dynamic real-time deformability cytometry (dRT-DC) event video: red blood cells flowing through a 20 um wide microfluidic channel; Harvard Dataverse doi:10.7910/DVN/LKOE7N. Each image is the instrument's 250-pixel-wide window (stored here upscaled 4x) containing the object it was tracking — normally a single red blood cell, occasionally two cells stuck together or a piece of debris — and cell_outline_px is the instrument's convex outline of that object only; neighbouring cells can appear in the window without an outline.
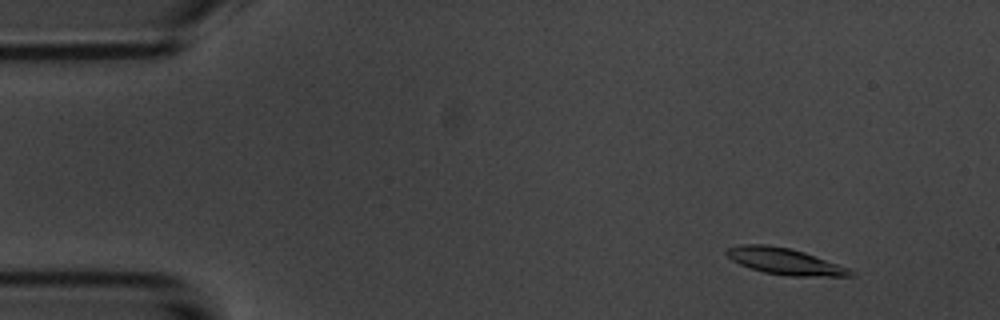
{"species": "common noctule bat (a hibernating species)", "species_latin": "Nyctalus noctula", "temperature_condition": "room temperature", "stored_images_in_passage": 6, "camera_frame_rate_fps": 3000, "um_per_image_px": 0.085, "animal": {"sex": "male", "body_mass_g": 20.1, "forearm_length_mm": 53.5}, "frame": {"image": 1, "passage_image": 2, "time_ms": 1.333, "image_size_px": [1000, 320], "cell_outline_px": [[856, 276], [792, 276], [764, 272], [740, 264], [732, 260], [724, 252], [728, 248], [744, 244], [764, 244], [788, 248], [804, 252], [848, 268], [856, 272]], "centroid_in_image_um": [66.72, 22.21], "position_along_channel_um": 18.3, "area_um2": 18.73}}
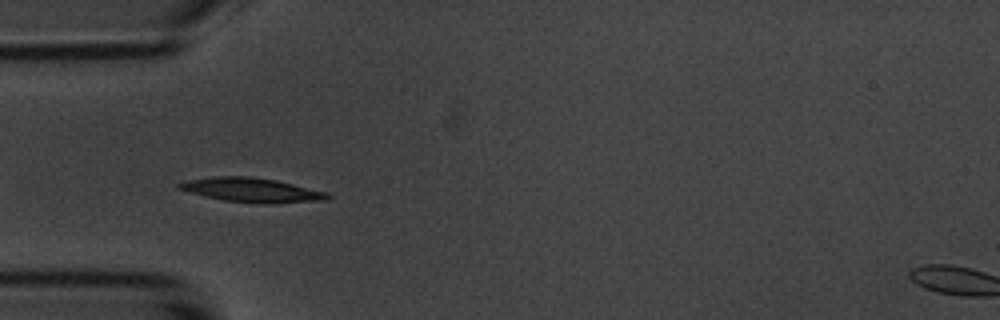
{"frame": {"image": 2, "passage_image": 5, "time_ms": 5.0, "image_size_px": [1000, 320], "cell_outline_px": [[332, 196], [328, 200], [272, 204], [264, 204], [224, 200], [204, 196], [176, 188], [176, 184], [188, 180], [216, 176], [252, 176], [276, 180], [328, 192]], "centroid_in_image_um": [21.44, 16.16], "position_along_channel_um": 63.6, "area_um2": 21.15}}